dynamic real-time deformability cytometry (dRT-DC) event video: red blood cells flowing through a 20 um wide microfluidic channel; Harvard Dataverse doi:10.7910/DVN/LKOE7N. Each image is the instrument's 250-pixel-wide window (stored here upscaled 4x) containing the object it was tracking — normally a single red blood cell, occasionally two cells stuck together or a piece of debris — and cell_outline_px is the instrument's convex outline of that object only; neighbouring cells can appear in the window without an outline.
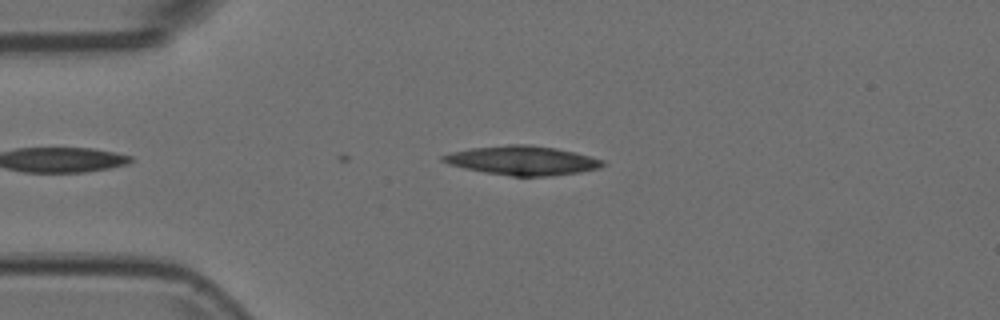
{"species": "Egyptian fruit bat (a non-hibernating species)", "species_latin": "Rousettus aegyptiacus", "temperature_condition": "room temperature", "stored_images_in_passage": 6, "camera_frame_rate_fps": 3000, "um_per_image_px": 0.085, "animal": {"sex": "female"}, "frame": {"image": 1, "passage_image": 2, "time_ms": 0.333, "image_size_px": [1000, 320], "cell_outline_px": [[608, 164], [600, 168], [580, 172], [552, 176], [512, 176], [484, 172], [464, 168], [440, 160], [440, 156], [452, 152], [472, 148], [508, 144], [528, 144], [556, 148], [604, 160]], "centroid_in_image_um": [44.43, 13.64], "position_along_channel_um": 40.6, "area_um2": 26.99}}